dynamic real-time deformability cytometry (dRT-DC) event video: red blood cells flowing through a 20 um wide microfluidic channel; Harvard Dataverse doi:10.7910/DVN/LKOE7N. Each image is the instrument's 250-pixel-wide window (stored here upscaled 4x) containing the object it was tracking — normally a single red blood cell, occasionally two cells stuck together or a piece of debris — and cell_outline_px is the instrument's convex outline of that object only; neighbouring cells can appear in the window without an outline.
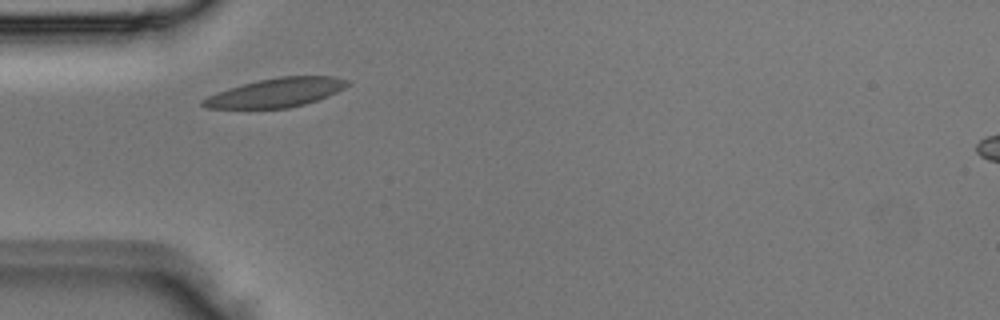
{"species": "Egyptian fruit bat (a non-hibernating species)", "species_latin": "Rousettus aegyptiacus", "temperature_condition": "room temperature", "stored_images_in_passage": 1, "camera_frame_rate_fps": 3000, "um_per_image_px": 0.085, "animal": {"sex": "male"}, "frame": {"image": 1, "passage_image": 1, "time_ms": 0.0, "image_size_px": [1000, 320], "cell_outline_px": [[352, 80], [344, 88], [328, 96], [304, 104], [288, 108], [208, 108], [200, 104], [200, 100], [216, 92], [228, 88], [260, 80], [280, 76], [336, 76]], "centroid_in_image_um": [23.49, 7.86], "position_along_channel_um": 61.5, "area_um2": 24.28}}